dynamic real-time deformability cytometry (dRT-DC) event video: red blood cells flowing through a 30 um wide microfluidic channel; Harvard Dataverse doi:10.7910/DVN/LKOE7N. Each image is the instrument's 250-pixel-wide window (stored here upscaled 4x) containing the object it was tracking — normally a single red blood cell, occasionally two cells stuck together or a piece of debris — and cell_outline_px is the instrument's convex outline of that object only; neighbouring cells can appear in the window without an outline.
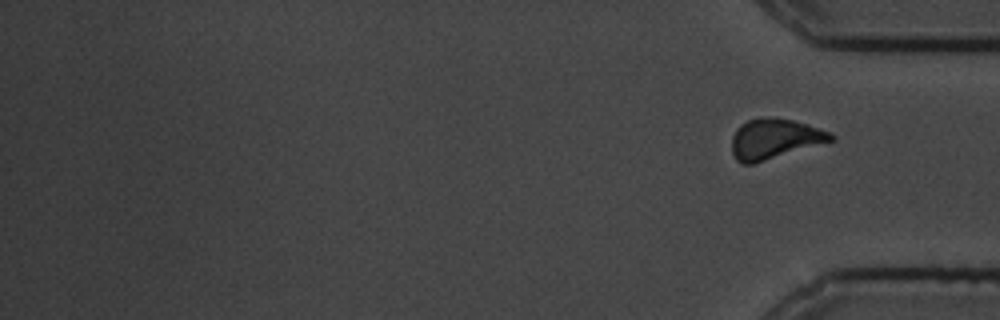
{"species": "common noctule bat (a hibernating species)", "species_latin": "Nyctalus noctula", "temperature_condition": "cold", "stored_images_in_passage": 13, "segment_of_instrument_passage": [2, 2], "camera_frame_rate_fps": 3000, "um_per_image_px": 0.085, "animal": {"sex": "male", "body_mass_g": 19.5, "forearm_length_mm": 54.6}, "frame": {"image": 1, "passage_image": 13, "time_ms": 15.0, "image_size_px": [1000, 320], "cell_outline_px": [[836, 140], [752, 164], [744, 164], [736, 160], [732, 152], [732, 136], [736, 128], [740, 124], [748, 120], [768, 116], [792, 120], [808, 124], [832, 132], [836, 136]], "centroid_in_image_um": [65.86, 11.79], "position_along_channel_um": 369.3, "area_um2": 23.41}}